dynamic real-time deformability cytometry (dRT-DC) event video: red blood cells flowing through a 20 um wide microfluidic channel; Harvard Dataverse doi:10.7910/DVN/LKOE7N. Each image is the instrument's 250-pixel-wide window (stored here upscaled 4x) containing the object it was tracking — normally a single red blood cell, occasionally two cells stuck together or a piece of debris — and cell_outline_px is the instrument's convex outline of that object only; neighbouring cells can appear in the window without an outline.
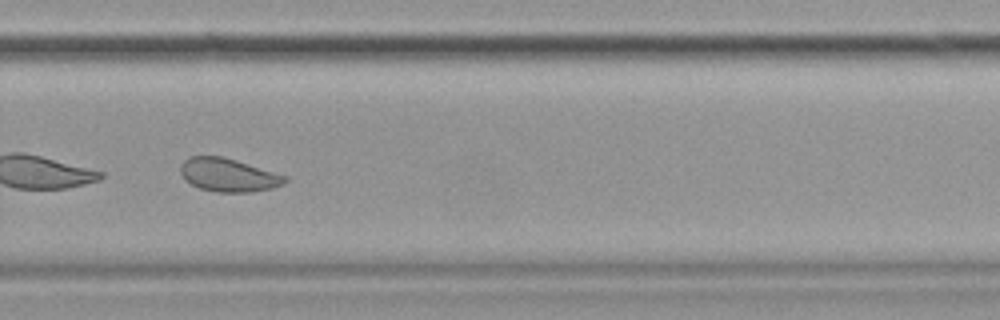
{"species": "common noctule bat (a hibernating species)", "species_latin": "Nyctalus noctula", "temperature_condition": "cold", "stored_images_in_passage": 53, "camera_frame_rate_fps": 3000, "um_per_image_px": 0.085, "animal": {"sex": "female", "body_mass_g": 19.9}, "frame": {"image": 1, "passage_image": 38, "time_ms": 12.333, "image_size_px": [1000, 320], "cell_outline_px": [[288, 180], [284, 184], [272, 188], [252, 192], [216, 192], [200, 188], [184, 180], [180, 172], [180, 164], [188, 156], [224, 156], [288, 176]], "centroid_in_image_um": [19.41, 14.87], "position_along_channel_um": 310.4, "area_um2": 20.52}}